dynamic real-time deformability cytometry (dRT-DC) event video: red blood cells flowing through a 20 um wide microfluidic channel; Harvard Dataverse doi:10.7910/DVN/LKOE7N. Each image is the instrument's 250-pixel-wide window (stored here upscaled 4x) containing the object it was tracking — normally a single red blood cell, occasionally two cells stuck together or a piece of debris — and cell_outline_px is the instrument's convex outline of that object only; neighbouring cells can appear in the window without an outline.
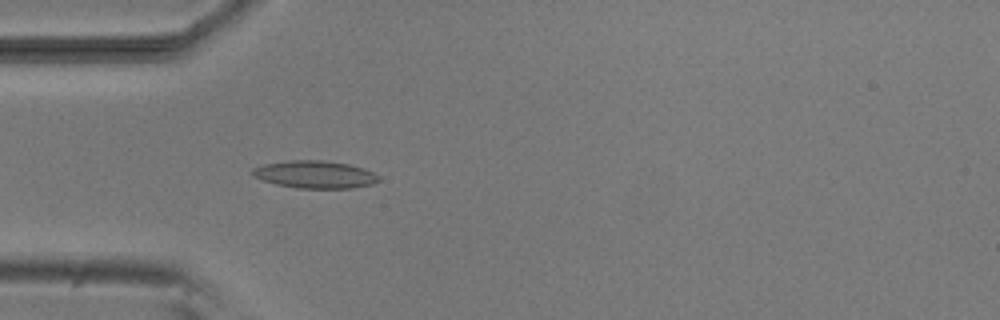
{"species": "common noctule bat (a hibernating species)", "species_latin": "Nyctalus noctula", "temperature_condition": "room temperature", "stored_images_in_passage": 4, "camera_frame_rate_fps": 3000, "um_per_image_px": 0.085, "animal": {"sex": "male", "body_mass_g": 20.5, "forearm_length_mm": 52.5}, "frame": {"image": 1, "passage_image": 4, "time_ms": 4.333, "image_size_px": [1000, 320], "cell_outline_px": [[380, 180], [372, 184], [352, 188], [296, 188], [276, 184], [252, 176], [252, 168], [264, 164], [288, 160], [320, 160], [348, 164], [364, 168], [380, 176]], "centroid_in_image_um": [26.77, 14.83], "position_along_channel_um": 58.2, "area_um2": 20.23}}